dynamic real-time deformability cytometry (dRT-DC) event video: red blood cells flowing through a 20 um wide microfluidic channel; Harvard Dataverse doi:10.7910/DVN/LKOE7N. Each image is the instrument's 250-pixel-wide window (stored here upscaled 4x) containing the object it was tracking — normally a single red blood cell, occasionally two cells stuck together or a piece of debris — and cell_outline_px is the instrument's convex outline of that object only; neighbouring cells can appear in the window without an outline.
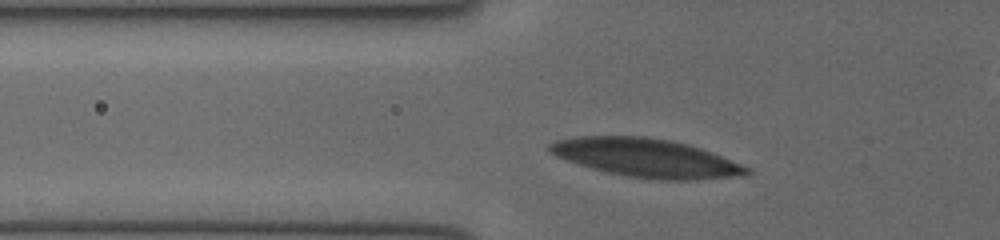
{"species": "human", "species_latin": "Homo sapiens", "temperature_condition": "cold", "stored_images_in_passage": 27, "camera_frame_rate_fps": 3000, "um_per_image_px": 0.085, "donor": {"sex": "female"}, "frame": {"image": 1, "passage_image": 2, "time_ms": 0.333, "image_size_px": [1000, 240], "cell_outline_px": [[752, 172], [744, 176], [696, 180], [660, 180], [628, 176], [608, 172], [592, 168], [556, 156], [548, 152], [548, 144], [556, 140], [576, 136], [644, 136], [668, 140], [688, 144], [712, 152], [752, 168]], "centroid_in_image_um": [54.97, 13.42], "position_along_channel_um": 70.8, "area_um2": 44.27}}
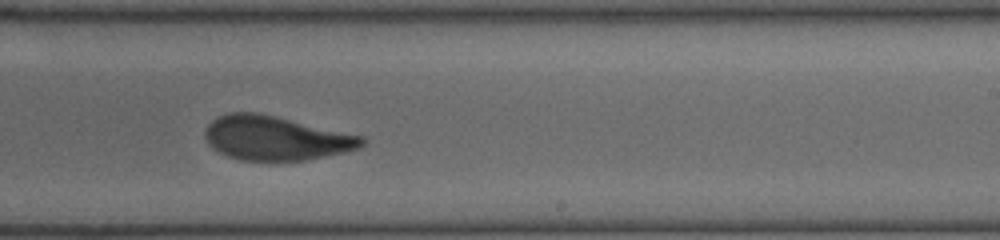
{"frame": {"image": 2, "passage_image": 16, "time_ms": 5.0, "image_size_px": [1000, 240], "cell_outline_px": [[368, 140], [360, 148], [304, 160], [240, 160], [228, 156], [212, 148], [208, 144], [204, 136], [204, 132], [208, 124], [216, 116], [228, 112], [256, 112], [276, 116], [364, 136]], "centroid_in_image_um": [23.41, 11.72], "position_along_channel_um": 265.6, "area_um2": 40.4}}
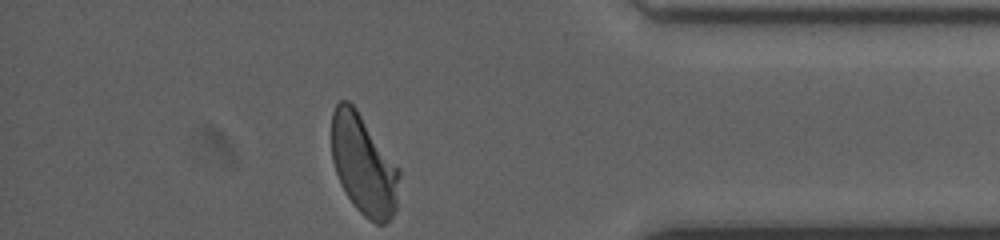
{"frame": {"image": 3, "passage_image": 27, "time_ms": 8.667, "image_size_px": [1000, 240], "cell_outline_px": [[400, 176], [396, 208], [392, 216], [384, 224], [376, 224], [368, 220], [352, 204], [340, 184], [332, 160], [332, 112], [336, 104], [340, 100], [348, 100], [356, 108], [400, 168]], "centroid_in_image_um": [30.91, 14.02], "position_along_channel_um": 404.3, "area_um2": 39.71}}